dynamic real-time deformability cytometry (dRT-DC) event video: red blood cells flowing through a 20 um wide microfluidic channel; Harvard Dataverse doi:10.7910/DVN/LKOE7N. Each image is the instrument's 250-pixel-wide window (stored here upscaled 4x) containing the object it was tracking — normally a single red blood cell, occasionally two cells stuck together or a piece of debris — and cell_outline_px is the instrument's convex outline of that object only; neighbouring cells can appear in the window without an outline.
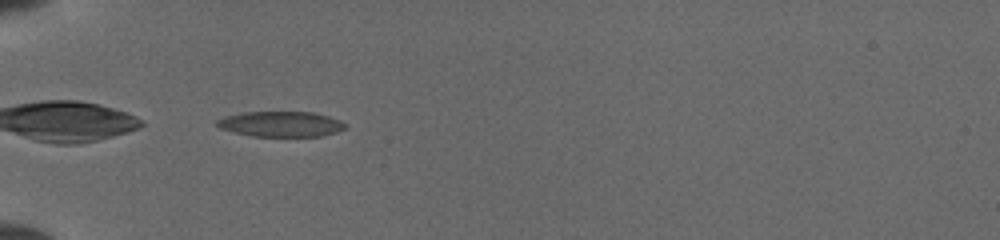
{"species": "common noctule bat (a hibernating species)", "species_latin": "Nyctalus noctula", "temperature_condition": "cold", "stored_images_in_passage": 31, "camera_frame_rate_fps": 3000, "um_per_image_px": 0.085, "animal": {"sex": "female", "body_mass_g": 19.5, "forearm_length_mm": 54.1}, "frame": {"image": 1, "passage_image": 1, "time_ms": 0.0, "image_size_px": [1000, 240], "cell_outline_px": [[344, 128], [336, 132], [320, 136], [252, 136], [220, 128], [216, 124], [216, 120], [224, 116], [240, 112], [312, 112], [328, 116], [340, 120], [344, 124]], "centroid_in_image_um": [23.83, 10.53], "position_along_channel_um": 61.2, "area_um2": 18.79}}
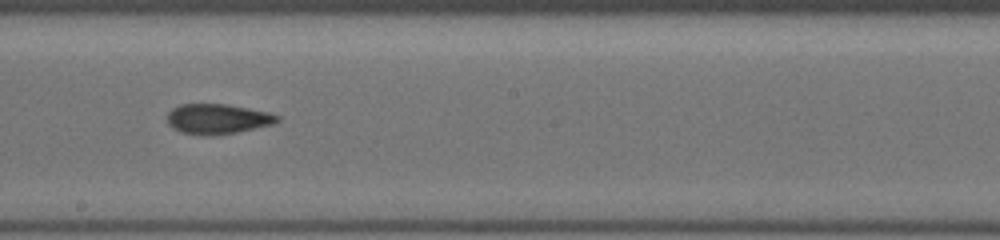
{"frame": {"image": 2, "passage_image": 14, "time_ms": 4.333, "image_size_px": [1000, 240], "cell_outline_px": [[280, 120], [272, 124], [236, 132], [184, 132], [168, 124], [168, 112], [172, 108], [180, 104], [228, 104], [268, 112], [280, 116]], "centroid_in_image_um": [18.54, 10.04], "position_along_channel_um": 229.7, "area_um2": 18.26}}
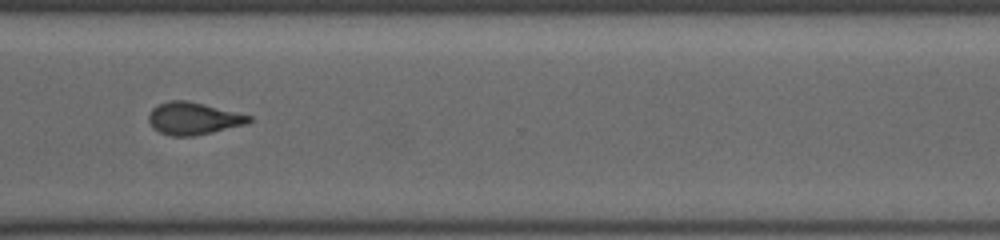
{"frame": {"image": 3, "passage_image": 23, "time_ms": 7.333, "image_size_px": [1000, 240], "cell_outline_px": [[252, 120], [248, 124], [212, 132], [192, 136], [172, 136], [160, 132], [152, 128], [148, 120], [148, 116], [152, 108], [168, 100], [188, 100], [252, 116]], "centroid_in_image_um": [16.43, 10.07], "position_along_channel_um": 354.2, "area_um2": 18.9}}